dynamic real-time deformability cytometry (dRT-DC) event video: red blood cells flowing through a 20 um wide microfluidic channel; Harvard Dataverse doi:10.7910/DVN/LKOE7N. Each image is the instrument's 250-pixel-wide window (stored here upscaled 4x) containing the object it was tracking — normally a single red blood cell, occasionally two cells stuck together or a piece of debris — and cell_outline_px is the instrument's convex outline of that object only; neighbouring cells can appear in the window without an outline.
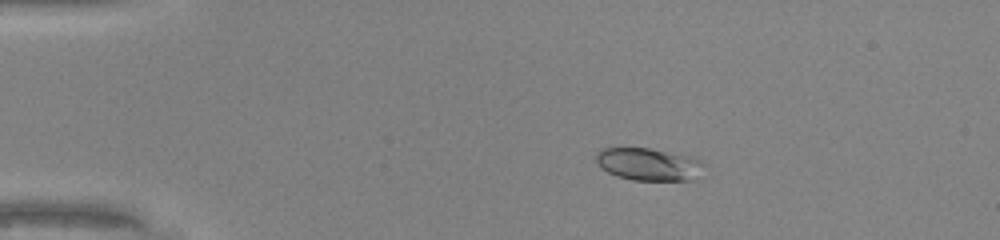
{"species": "common noctule bat (a hibernating species)", "species_latin": "Nyctalus noctula", "temperature_condition": "warm", "stored_images_in_passage": 48, "camera_frame_rate_fps": 3000, "um_per_image_px": 0.085, "animal": {"sex": "male", "body_mass_g": 20.0, "forearm_length_mm": 53.3}, "frame": {"image": 1, "passage_image": 9, "time_ms": 2.667, "image_size_px": [1000, 240], "cell_outline_px": [[704, 164], [696, 180], [632, 180], [616, 176], [600, 168], [596, 160], [596, 152], [600, 148], [648, 148], [692, 156], [700, 160]], "centroid_in_image_um": [55.12, 13.96], "position_along_channel_um": 29.9, "area_um2": 20.58}}
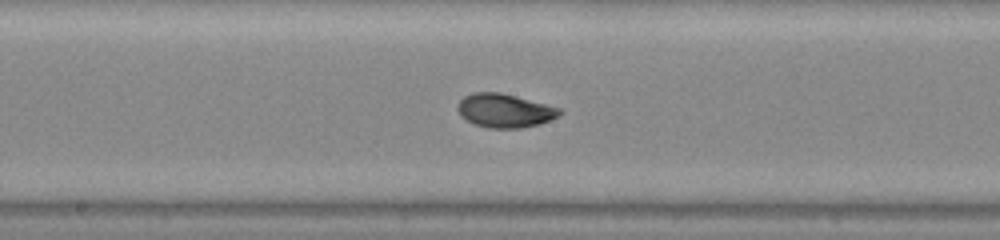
{"frame": {"image": 2, "passage_image": 26, "time_ms": 8.333, "image_size_px": [1000, 240], "cell_outline_px": [[564, 112], [540, 124], [520, 128], [488, 128], [476, 124], [460, 116], [456, 108], [456, 104], [464, 96], [472, 92], [500, 92], [516, 96], [560, 108]], "centroid_in_image_um": [42.86, 9.39], "position_along_channel_um": 205.3, "area_um2": 20.0}}
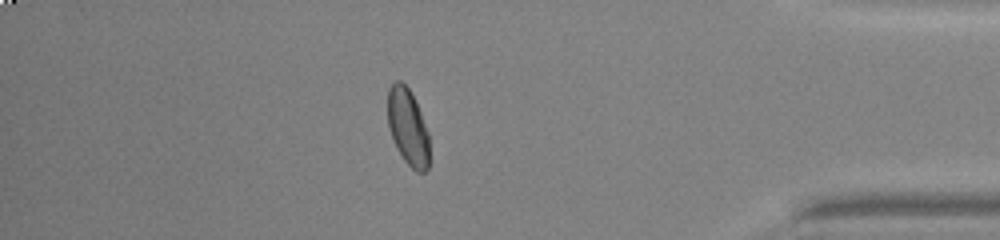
{"frame": {"image": 3, "passage_image": 42, "time_ms": 13.667, "image_size_px": [1000, 240], "cell_outline_px": [[428, 168], [424, 172], [416, 172], [404, 160], [396, 148], [388, 128], [388, 88], [396, 80], [400, 80], [408, 88], [420, 112], [428, 132]], "centroid_in_image_um": [34.65, 10.81], "position_along_channel_um": 400.6, "area_um2": 18.38}, "authors_computed_cell_mechanics": {"area_um2": 19.7098, "velocity_mm_per_s": 4.2976, "shape_relaxation_time_tau1_ms": 3.3232, "shape_relaxation_time_tau2_ms": 1.0462, "deformation_change_tau1": 0.1475, "deformation_change_tau2": 0.0363}}